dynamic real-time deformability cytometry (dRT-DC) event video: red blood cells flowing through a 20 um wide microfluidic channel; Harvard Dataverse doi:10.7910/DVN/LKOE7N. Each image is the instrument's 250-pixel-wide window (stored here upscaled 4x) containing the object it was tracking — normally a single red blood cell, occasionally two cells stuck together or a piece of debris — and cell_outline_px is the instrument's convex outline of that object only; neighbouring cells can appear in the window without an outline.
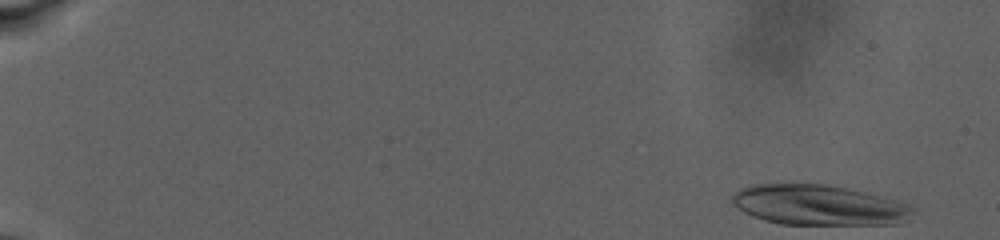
{"species": "human", "species_latin": "Homo sapiens", "temperature_condition": "warm", "stored_images_in_passage": 37, "camera_frame_rate_fps": 3000, "um_per_image_px": 0.085, "donor": {"sex": "male"}, "frame": {"image": 1, "passage_image": 1, "time_ms": 0.0, "image_size_px": [1000, 240], "cell_outline_px": [[916, 208], [912, 212], [896, 224], [780, 224], [764, 220], [752, 216], [744, 212], [732, 204], [732, 196], [740, 188], [748, 184], [824, 184], [864, 192], [880, 196], [908, 204]], "centroid_in_image_um": [69.51, 17.42], "position_along_channel_um": 15.5, "area_um2": 41.96}}
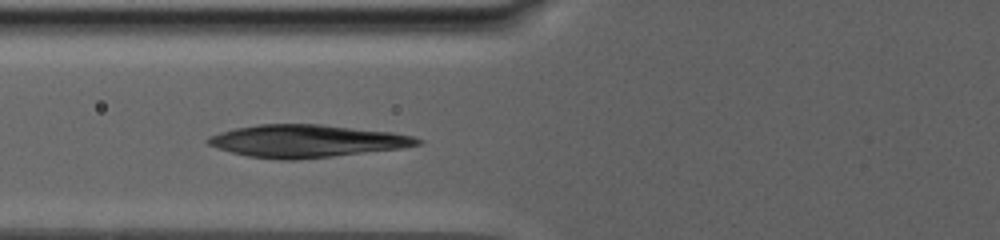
{"frame": {"image": 2, "passage_image": 33, "time_ms": 10.333, "image_size_px": [1000, 240], "cell_outline_px": [[424, 140], [420, 144], [400, 148], [332, 156], [296, 160], [280, 160], [248, 156], [232, 152], [208, 144], [204, 140], [208, 136], [220, 132], [236, 128], [260, 124], [320, 124], [392, 132], [412, 136]], "centroid_in_image_um": [26.04, 11.98], "position_along_channel_um": 99.8, "area_um2": 39.42}}
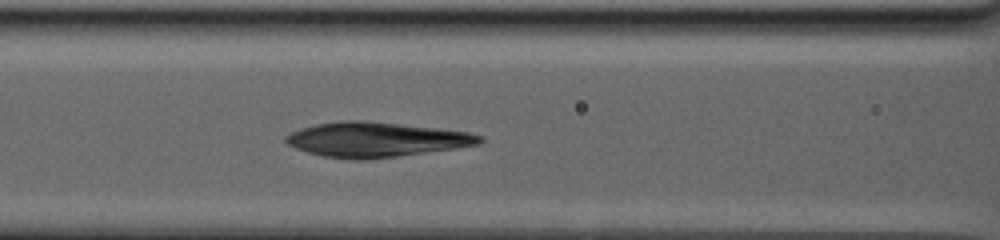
{"frame": {"image": 3, "passage_image": 37, "time_ms": 11.667, "image_size_px": [1000, 240], "cell_outline_px": [[484, 140], [480, 144], [456, 148], [368, 160], [356, 160], [324, 156], [308, 152], [296, 148], [288, 144], [284, 140], [284, 136], [300, 128], [316, 124], [344, 120], [364, 120], [436, 128], [468, 132], [484, 136]], "centroid_in_image_um": [31.96, 11.86], "position_along_channel_um": 134.6, "area_um2": 39.19}}